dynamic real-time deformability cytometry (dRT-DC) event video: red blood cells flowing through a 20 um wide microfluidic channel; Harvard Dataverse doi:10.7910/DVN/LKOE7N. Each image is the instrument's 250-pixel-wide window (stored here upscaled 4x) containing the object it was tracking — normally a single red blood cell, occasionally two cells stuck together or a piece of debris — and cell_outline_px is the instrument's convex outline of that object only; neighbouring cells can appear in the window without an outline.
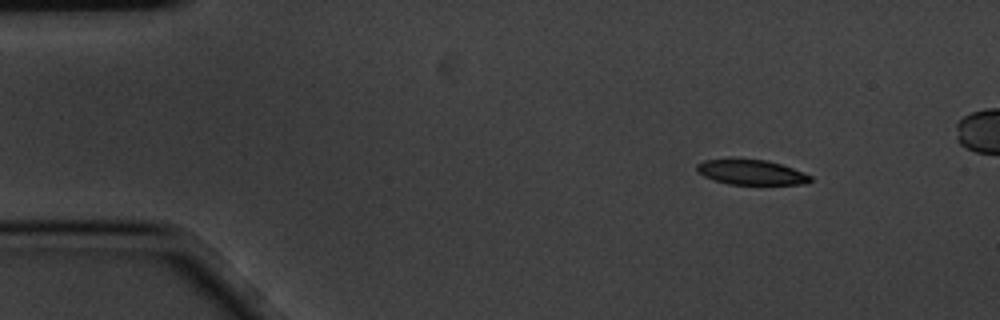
{"species": "common noctule bat (a hibernating species)", "species_latin": "Nyctalus noctula", "temperature_condition": "cold", "stored_images_in_passage": 7, "camera_frame_rate_fps": 3000, "um_per_image_px": 0.085, "animal": {"sex": "male", "body_mass_g": 20.1, "forearm_length_mm": 53.5}, "frame": {"image": 1, "passage_image": 2, "time_ms": 0.333, "image_size_px": [1000, 320], "cell_outline_px": [[812, 180], [804, 184], [728, 184], [704, 176], [696, 172], [696, 164], [704, 160], [764, 160], [780, 164], [792, 168], [812, 176]], "centroid_in_image_um": [63.85, 14.65], "position_along_channel_um": 21.2, "area_um2": 16.13}}
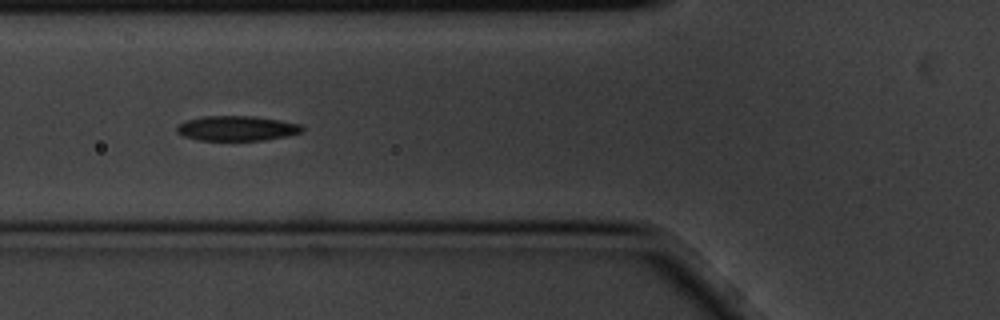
{"frame": {"image": 2, "passage_image": 6, "time_ms": 1.667, "image_size_px": [1000, 320], "cell_outline_px": [[304, 132], [288, 136], [264, 140], [200, 140], [184, 136], [176, 132], [176, 124], [184, 120], [204, 116], [252, 116], [280, 120], [300, 124], [304, 128]], "centroid_in_image_um": [20.12, 10.9], "position_along_channel_um": 105.7, "area_um2": 18.38}}
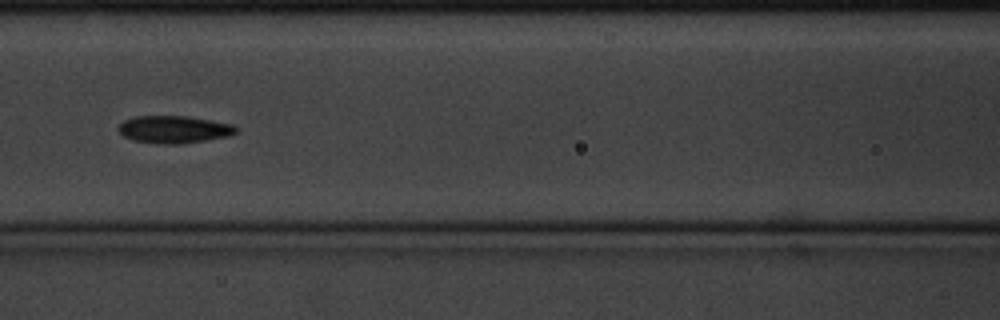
{"frame": {"image": 3, "passage_image": 7, "time_ms": 2.0, "image_size_px": [1000, 320], "cell_outline_px": [[236, 132], [232, 136], [180, 144], [160, 144], [132, 140], [124, 136], [120, 132], [120, 124], [124, 120], [136, 116], [184, 116], [212, 120], [232, 124], [236, 128]], "centroid_in_image_um": [14.81, 11.01], "position_along_channel_um": 151.8, "area_um2": 18.73}}